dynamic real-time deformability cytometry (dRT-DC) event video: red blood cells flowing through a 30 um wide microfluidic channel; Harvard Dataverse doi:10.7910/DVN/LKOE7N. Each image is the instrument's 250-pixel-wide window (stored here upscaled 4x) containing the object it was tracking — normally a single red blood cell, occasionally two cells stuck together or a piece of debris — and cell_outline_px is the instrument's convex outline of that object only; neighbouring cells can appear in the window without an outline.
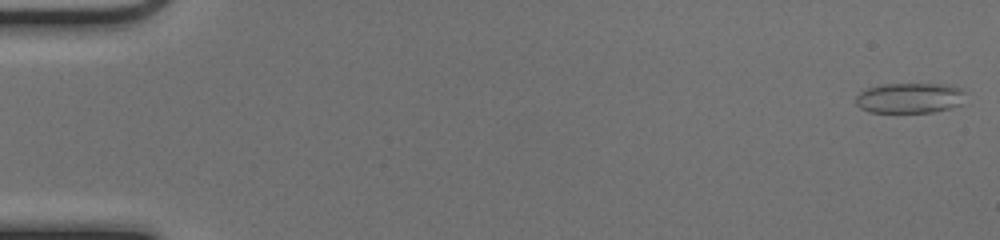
{"species": "common noctule bat (a hibernating species)", "species_latin": "Nyctalus noctula", "temperature_condition": "cold", "stored_images_in_passage": 51, "camera_frame_rate_fps": 3000, "um_per_image_px": 0.085, "animal": {"sex": "female", "body_mass_g": 17.0, "forearm_length_mm": 48.0}, "frame": {"image": 1, "passage_image": 1, "time_ms": 0.0, "image_size_px": [1000, 240], "cell_outline_px": [[964, 92], [960, 104], [952, 108], [932, 112], [868, 112], [860, 108], [856, 104], [856, 96], [860, 92], [868, 88], [884, 84], [948, 84], [960, 88]], "centroid_in_image_um": [77.3, 8.33], "position_along_channel_um": 7.7, "area_um2": 19.31}}
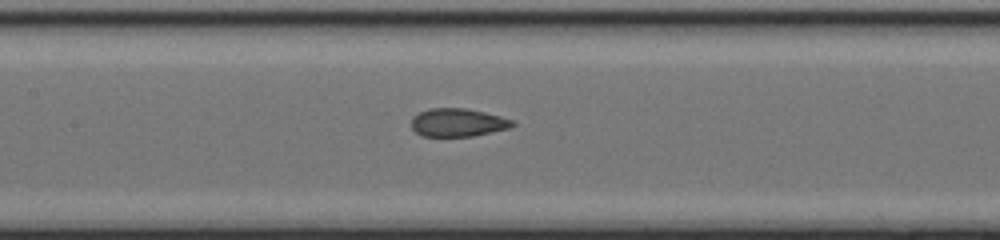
{"frame": {"image": 2, "passage_image": 25, "time_ms": 8.0, "image_size_px": [1000, 240], "cell_outline_px": [[516, 124], [508, 128], [472, 136], [420, 136], [412, 128], [412, 116], [428, 108], [464, 108], [484, 112], [500, 116], [512, 120]], "centroid_in_image_um": [38.88, 10.41], "position_along_channel_um": 168.5, "area_um2": 16.47}}
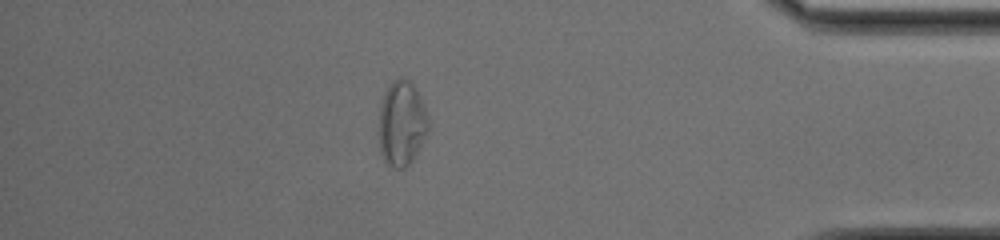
{"frame": {"image": 3, "passage_image": 45, "time_ms": 14.667, "image_size_px": [1000, 240], "cell_outline_px": [[428, 132], [412, 160], [404, 168], [392, 168], [384, 160], [380, 152], [380, 104], [384, 92], [392, 80], [400, 76], [408, 80], [412, 84], [420, 96], [428, 116]], "centroid_in_image_um": [34.14, 10.47], "position_along_channel_um": 401.1, "area_um2": 24.39}}